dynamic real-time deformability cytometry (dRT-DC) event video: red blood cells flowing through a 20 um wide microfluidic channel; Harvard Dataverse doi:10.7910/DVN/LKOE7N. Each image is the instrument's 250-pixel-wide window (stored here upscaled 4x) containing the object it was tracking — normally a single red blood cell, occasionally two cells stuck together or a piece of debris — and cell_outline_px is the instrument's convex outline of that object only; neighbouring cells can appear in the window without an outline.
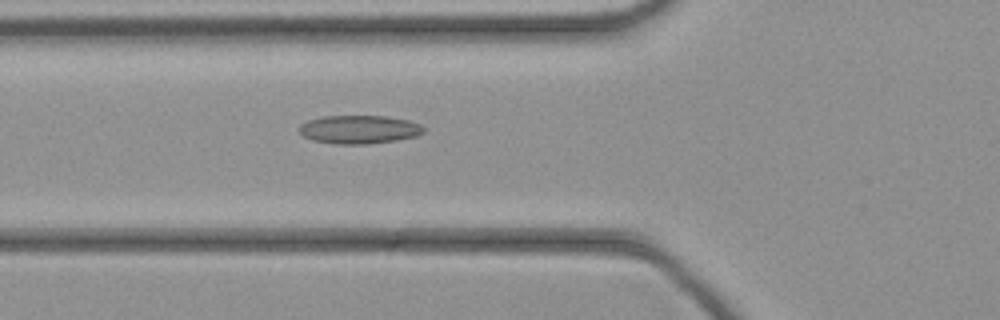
{"species": "common noctule bat (a hibernating species)", "species_latin": "Nyctalus noctula", "temperature_condition": "cold", "stored_images_in_passage": 29, "camera_frame_rate_fps": 3000, "um_per_image_px": 0.085, "animal": {"sex": "female", "body_mass_g": 21.9}, "frame": {"image": 1, "passage_image": 5, "time_ms": 1.333, "image_size_px": [1000, 320], "cell_outline_px": [[424, 132], [416, 136], [396, 140], [368, 144], [336, 144], [312, 140], [304, 136], [300, 132], [300, 124], [308, 120], [320, 116], [384, 116], [408, 120], [420, 124], [424, 128]], "centroid_in_image_um": [30.52, 11.0], "position_along_channel_um": 95.3, "area_um2": 20.58}}
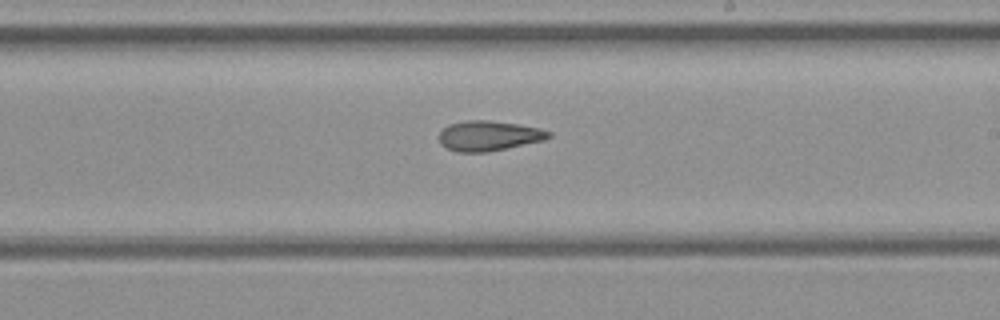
{"frame": {"image": 2, "passage_image": 15, "time_ms": 4.667, "image_size_px": [1000, 320], "cell_outline_px": [[552, 136], [544, 140], [488, 152], [456, 152], [440, 144], [440, 132], [448, 124], [468, 120], [488, 120], [516, 124], [540, 128], [552, 132]], "centroid_in_image_um": [41.55, 11.54], "position_along_channel_um": 247.4, "area_um2": 19.13}}
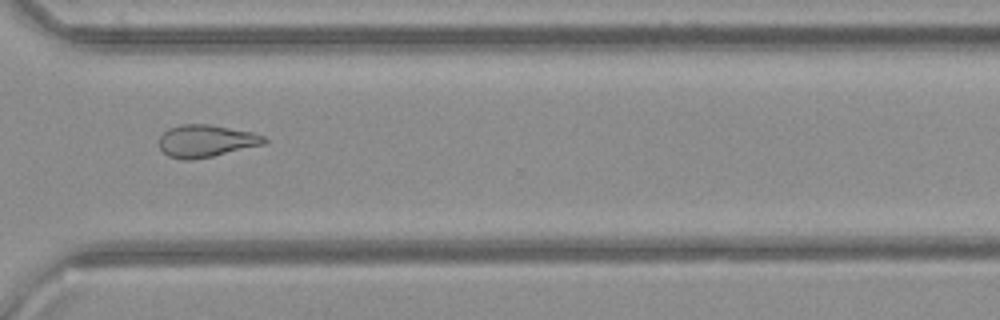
{"frame": {"image": 3, "passage_image": 22, "time_ms": 7.0, "image_size_px": [1000, 320], "cell_outline_px": [[268, 140], [264, 144], [212, 156], [192, 160], [184, 160], [168, 156], [160, 148], [160, 136], [168, 128], [180, 124], [208, 124], [252, 132], [264, 136]], "centroid_in_image_um": [17.5, 11.98], "position_along_channel_um": 353.1, "area_um2": 19.65}}